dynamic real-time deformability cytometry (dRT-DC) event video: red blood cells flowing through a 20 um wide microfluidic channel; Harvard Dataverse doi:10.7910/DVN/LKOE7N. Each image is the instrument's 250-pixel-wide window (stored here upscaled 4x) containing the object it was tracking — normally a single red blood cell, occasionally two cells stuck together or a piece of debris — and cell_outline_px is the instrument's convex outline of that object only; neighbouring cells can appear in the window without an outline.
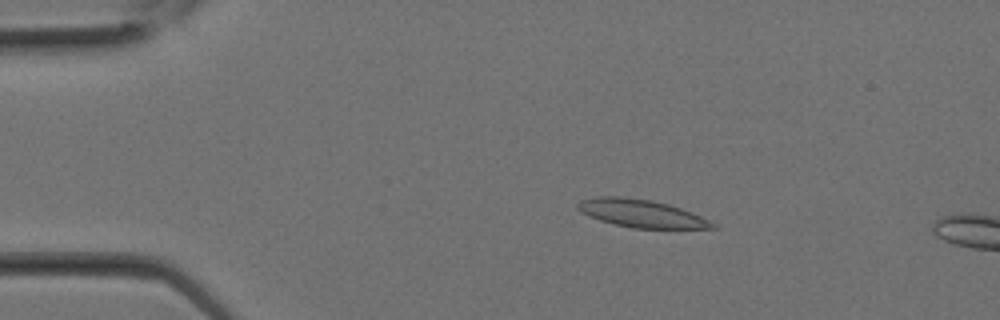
{"species": "Egyptian fruit bat (a non-hibernating species)", "species_latin": "Rousettus aegyptiacus", "temperature_condition": "room temperature", "stored_images_in_passage": 7, "camera_frame_rate_fps": 3000, "um_per_image_px": 0.085, "animal": {"sex": "female"}, "frame": {"image": 1, "passage_image": 5, "time_ms": 1.333, "image_size_px": [1000, 320], "cell_outline_px": [[720, 228], [632, 228], [600, 220], [588, 216], [580, 212], [576, 208], [576, 204], [580, 200], [596, 196], [620, 196], [652, 200], [668, 204], [680, 208], [700, 216], [716, 224]], "centroid_in_image_um": [54.46, 18.13], "position_along_channel_um": 30.5, "area_um2": 21.79}}